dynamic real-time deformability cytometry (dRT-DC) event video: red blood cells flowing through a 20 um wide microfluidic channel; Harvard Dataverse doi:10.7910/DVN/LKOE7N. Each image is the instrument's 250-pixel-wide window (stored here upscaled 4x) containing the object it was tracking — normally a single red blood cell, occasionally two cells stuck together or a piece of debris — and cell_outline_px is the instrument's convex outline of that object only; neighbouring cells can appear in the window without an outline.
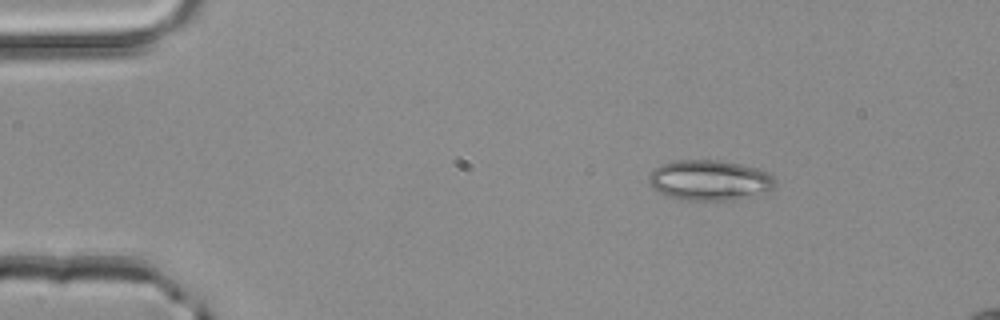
{"species": "common noctule bat (a hibernating species)", "species_latin": "Nyctalus noctula", "temperature_condition": "room temperature", "stored_images_in_passage": 3, "camera_frame_rate_fps": 3000, "um_per_image_px": 0.085, "animal": {"sex": "male", "body_mass_g": 20.4}, "frame": {"image": 1, "passage_image": 1, "time_ms": 0.0, "image_size_px": [1000, 320], "cell_outline_px": [[776, 184], [772, 188], [764, 192], [736, 200], [688, 200], [664, 196], [652, 188], [648, 180], [648, 176], [652, 168], [660, 164], [672, 160], [724, 160], [740, 164], [764, 172], [772, 176], [776, 180]], "centroid_in_image_um": [60.23, 15.32], "position_along_channel_um": 24.8, "area_um2": 29.88}}